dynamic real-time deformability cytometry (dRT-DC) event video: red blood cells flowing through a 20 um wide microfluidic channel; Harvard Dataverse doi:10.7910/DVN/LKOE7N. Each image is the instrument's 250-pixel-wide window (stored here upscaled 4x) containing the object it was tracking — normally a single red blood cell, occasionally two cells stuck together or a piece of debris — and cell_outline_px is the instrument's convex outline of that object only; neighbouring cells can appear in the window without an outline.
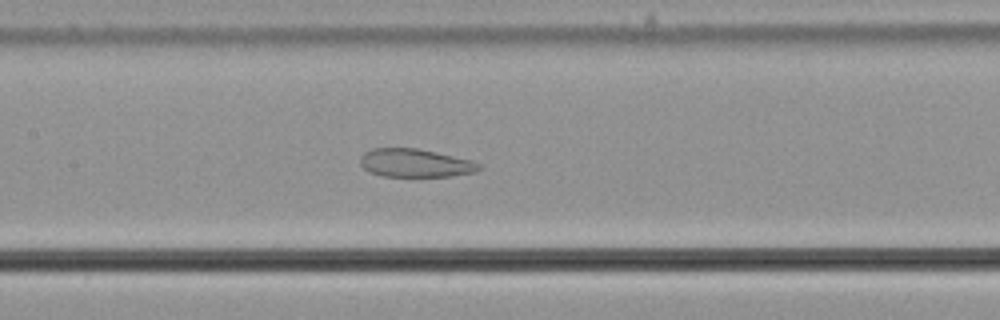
{"species": "common noctule bat (a hibernating species)", "species_latin": "Nyctalus noctula", "temperature_condition": "cold", "stored_images_in_passage": 45, "camera_frame_rate_fps": 3000, "um_per_image_px": 0.085, "animal": {"sex": "male", "body_mass_g": 21.5, "forearm_length_mm": 52.0}, "frame": {"image": 1, "passage_image": 16, "time_ms": 5.0, "image_size_px": [1000, 320], "cell_outline_px": [[484, 168], [476, 172], [452, 176], [380, 176], [368, 172], [360, 164], [360, 156], [364, 152], [372, 148], [416, 148], [472, 160], [480, 164]], "centroid_in_image_um": [35.29, 13.86], "position_along_channel_um": 172.1, "area_um2": 19.71}}
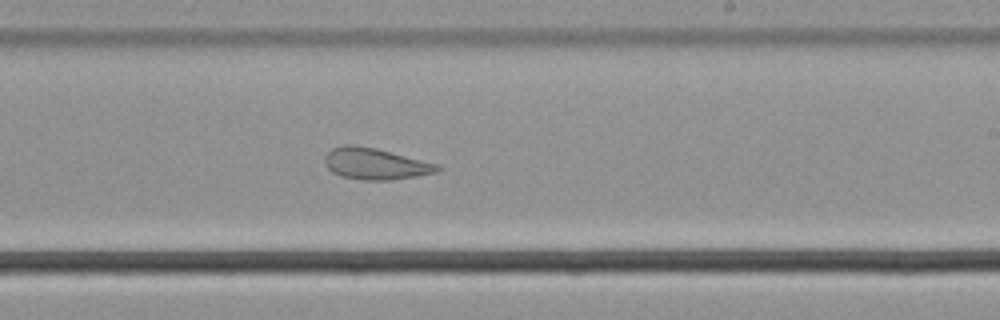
{"frame": {"image": 2, "passage_image": 23, "time_ms": 7.333, "image_size_px": [1000, 320], "cell_outline_px": [[444, 168], [440, 172], [392, 180], [364, 180], [340, 176], [332, 172], [328, 168], [324, 160], [324, 156], [332, 148], [344, 144], [352, 144], [376, 148], [440, 164]], "centroid_in_image_um": [31.95, 13.92], "position_along_channel_um": 257.1, "area_um2": 20.92}}
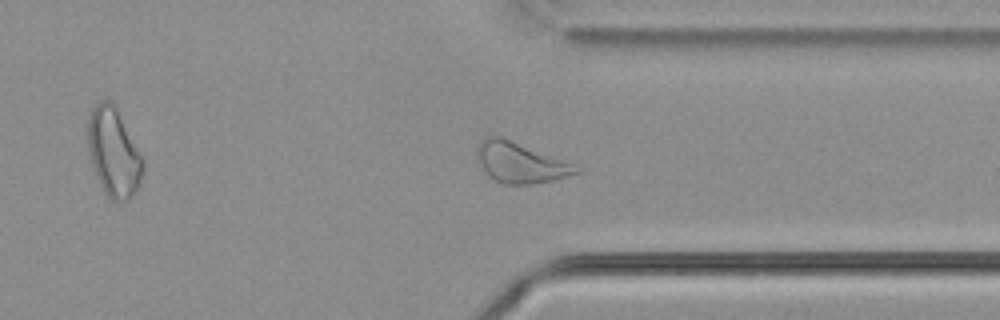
{"frame": {"image": 3, "passage_image": 32, "time_ms": 10.333, "image_size_px": [1000, 320], "cell_outline_px": [[584, 168], [580, 172], [552, 180], [532, 184], [500, 184], [488, 176], [480, 164], [476, 156], [476, 148], [480, 140], [488, 136], [500, 136]], "centroid_in_image_um": [44.19, 13.83], "position_along_channel_um": 367.2, "area_um2": 23.24}, "authors_computed_cell_mechanics": {"area_um2": 23.9292, "velocity_mm_per_s": 3.6535, "shape_relaxation_time_tau1_ms": null, "shape_relaxation_time_tau2_ms": 2.489, "deformation_change_tau1": null, "deformation_change_tau2": 0.1056}}